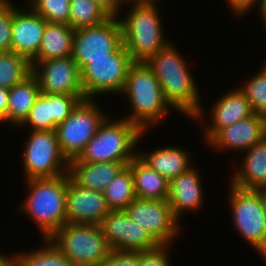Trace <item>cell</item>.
<instances>
[{
  "instance_id": "cell-1",
  "label": "cell",
  "mask_w": 266,
  "mask_h": 266,
  "mask_svg": "<svg viewBox=\"0 0 266 266\" xmlns=\"http://www.w3.org/2000/svg\"><path fill=\"white\" fill-rule=\"evenodd\" d=\"M173 43L170 42L146 63L153 70L172 110L204 124L206 112L201 103L200 90L188 68L189 64Z\"/></svg>"
},
{
  "instance_id": "cell-2",
  "label": "cell",
  "mask_w": 266,
  "mask_h": 266,
  "mask_svg": "<svg viewBox=\"0 0 266 266\" xmlns=\"http://www.w3.org/2000/svg\"><path fill=\"white\" fill-rule=\"evenodd\" d=\"M69 173L54 178L25 180L26 199L19 212L27 215L38 226L43 239H49L66 223V192Z\"/></svg>"
},
{
  "instance_id": "cell-3",
  "label": "cell",
  "mask_w": 266,
  "mask_h": 266,
  "mask_svg": "<svg viewBox=\"0 0 266 266\" xmlns=\"http://www.w3.org/2000/svg\"><path fill=\"white\" fill-rule=\"evenodd\" d=\"M127 96L131 113L123 118L137 125L143 132L166 118L171 106L165 100L160 83L146 62H134L127 74L121 93ZM152 125V126H151Z\"/></svg>"
},
{
  "instance_id": "cell-4",
  "label": "cell",
  "mask_w": 266,
  "mask_h": 266,
  "mask_svg": "<svg viewBox=\"0 0 266 266\" xmlns=\"http://www.w3.org/2000/svg\"><path fill=\"white\" fill-rule=\"evenodd\" d=\"M125 17H117L122 28V43L133 62H147L170 43L165 39L163 18L157 2H129Z\"/></svg>"
},
{
  "instance_id": "cell-5",
  "label": "cell",
  "mask_w": 266,
  "mask_h": 266,
  "mask_svg": "<svg viewBox=\"0 0 266 266\" xmlns=\"http://www.w3.org/2000/svg\"><path fill=\"white\" fill-rule=\"evenodd\" d=\"M108 116L98 128L96 135L86 144L77 159L81 162L129 163L137 155V145L144 133L127 119ZM136 151V152H135Z\"/></svg>"
},
{
  "instance_id": "cell-6",
  "label": "cell",
  "mask_w": 266,
  "mask_h": 266,
  "mask_svg": "<svg viewBox=\"0 0 266 266\" xmlns=\"http://www.w3.org/2000/svg\"><path fill=\"white\" fill-rule=\"evenodd\" d=\"M49 240L73 266H98L111 252L97 224L66 223Z\"/></svg>"
},
{
  "instance_id": "cell-7",
  "label": "cell",
  "mask_w": 266,
  "mask_h": 266,
  "mask_svg": "<svg viewBox=\"0 0 266 266\" xmlns=\"http://www.w3.org/2000/svg\"><path fill=\"white\" fill-rule=\"evenodd\" d=\"M229 201L236 231L266 261V212L257 190L230 184Z\"/></svg>"
},
{
  "instance_id": "cell-8",
  "label": "cell",
  "mask_w": 266,
  "mask_h": 266,
  "mask_svg": "<svg viewBox=\"0 0 266 266\" xmlns=\"http://www.w3.org/2000/svg\"><path fill=\"white\" fill-rule=\"evenodd\" d=\"M133 63L123 43L113 53L107 54V58L90 59L80 71L85 99H95L108 93L120 95Z\"/></svg>"
},
{
  "instance_id": "cell-9",
  "label": "cell",
  "mask_w": 266,
  "mask_h": 266,
  "mask_svg": "<svg viewBox=\"0 0 266 266\" xmlns=\"http://www.w3.org/2000/svg\"><path fill=\"white\" fill-rule=\"evenodd\" d=\"M96 102L94 99L80 101L70 115L56 126L61 153L68 161L80 155L103 121L110 116Z\"/></svg>"
},
{
  "instance_id": "cell-10",
  "label": "cell",
  "mask_w": 266,
  "mask_h": 266,
  "mask_svg": "<svg viewBox=\"0 0 266 266\" xmlns=\"http://www.w3.org/2000/svg\"><path fill=\"white\" fill-rule=\"evenodd\" d=\"M23 148L22 165L25 180L54 178L67 174L69 161L61 153L55 131H29Z\"/></svg>"
},
{
  "instance_id": "cell-11",
  "label": "cell",
  "mask_w": 266,
  "mask_h": 266,
  "mask_svg": "<svg viewBox=\"0 0 266 266\" xmlns=\"http://www.w3.org/2000/svg\"><path fill=\"white\" fill-rule=\"evenodd\" d=\"M122 44V28L117 17H109L105 22L75 29L72 57L80 71L90 59L107 58Z\"/></svg>"
},
{
  "instance_id": "cell-12",
  "label": "cell",
  "mask_w": 266,
  "mask_h": 266,
  "mask_svg": "<svg viewBox=\"0 0 266 266\" xmlns=\"http://www.w3.org/2000/svg\"><path fill=\"white\" fill-rule=\"evenodd\" d=\"M127 215L144 226L160 245H173L181 234L179 219L168 200L135 198L124 210Z\"/></svg>"
},
{
  "instance_id": "cell-13",
  "label": "cell",
  "mask_w": 266,
  "mask_h": 266,
  "mask_svg": "<svg viewBox=\"0 0 266 266\" xmlns=\"http://www.w3.org/2000/svg\"><path fill=\"white\" fill-rule=\"evenodd\" d=\"M99 225L111 250L141 252L160 245L124 210H110Z\"/></svg>"
},
{
  "instance_id": "cell-14",
  "label": "cell",
  "mask_w": 266,
  "mask_h": 266,
  "mask_svg": "<svg viewBox=\"0 0 266 266\" xmlns=\"http://www.w3.org/2000/svg\"><path fill=\"white\" fill-rule=\"evenodd\" d=\"M32 73L36 76L40 91L49 94L84 95L81 85V72L72 55L30 61Z\"/></svg>"
},
{
  "instance_id": "cell-15",
  "label": "cell",
  "mask_w": 266,
  "mask_h": 266,
  "mask_svg": "<svg viewBox=\"0 0 266 266\" xmlns=\"http://www.w3.org/2000/svg\"><path fill=\"white\" fill-rule=\"evenodd\" d=\"M67 223L97 224L109 213L104 193L81 187L71 178L66 192Z\"/></svg>"
},
{
  "instance_id": "cell-16",
  "label": "cell",
  "mask_w": 266,
  "mask_h": 266,
  "mask_svg": "<svg viewBox=\"0 0 266 266\" xmlns=\"http://www.w3.org/2000/svg\"><path fill=\"white\" fill-rule=\"evenodd\" d=\"M266 137V117L253 114L221 129L208 143L217 151L233 150L243 153ZM243 151V152H242Z\"/></svg>"
},
{
  "instance_id": "cell-17",
  "label": "cell",
  "mask_w": 266,
  "mask_h": 266,
  "mask_svg": "<svg viewBox=\"0 0 266 266\" xmlns=\"http://www.w3.org/2000/svg\"><path fill=\"white\" fill-rule=\"evenodd\" d=\"M19 8L15 4L12 20L11 51L31 61L40 48L46 21L31 7Z\"/></svg>"
},
{
  "instance_id": "cell-18",
  "label": "cell",
  "mask_w": 266,
  "mask_h": 266,
  "mask_svg": "<svg viewBox=\"0 0 266 266\" xmlns=\"http://www.w3.org/2000/svg\"><path fill=\"white\" fill-rule=\"evenodd\" d=\"M210 110L211 124L206 122L202 131L204 142L207 144L221 129L237 121L253 115L249 101L239 87L222 94ZM208 123V125H207ZM210 124V125H209Z\"/></svg>"
},
{
  "instance_id": "cell-19",
  "label": "cell",
  "mask_w": 266,
  "mask_h": 266,
  "mask_svg": "<svg viewBox=\"0 0 266 266\" xmlns=\"http://www.w3.org/2000/svg\"><path fill=\"white\" fill-rule=\"evenodd\" d=\"M202 184L201 175H199V171H197L195 166L169 181L167 200L179 220L183 213L199 211L201 205H203Z\"/></svg>"
},
{
  "instance_id": "cell-20",
  "label": "cell",
  "mask_w": 266,
  "mask_h": 266,
  "mask_svg": "<svg viewBox=\"0 0 266 266\" xmlns=\"http://www.w3.org/2000/svg\"><path fill=\"white\" fill-rule=\"evenodd\" d=\"M129 163L69 161L70 178L79 186L104 192L115 176Z\"/></svg>"
},
{
  "instance_id": "cell-21",
  "label": "cell",
  "mask_w": 266,
  "mask_h": 266,
  "mask_svg": "<svg viewBox=\"0 0 266 266\" xmlns=\"http://www.w3.org/2000/svg\"><path fill=\"white\" fill-rule=\"evenodd\" d=\"M241 167H236L230 184L256 190L266 186V137L244 151ZM239 168V169H238Z\"/></svg>"
},
{
  "instance_id": "cell-22",
  "label": "cell",
  "mask_w": 266,
  "mask_h": 266,
  "mask_svg": "<svg viewBox=\"0 0 266 266\" xmlns=\"http://www.w3.org/2000/svg\"><path fill=\"white\" fill-rule=\"evenodd\" d=\"M137 155L153 170L164 176L168 181L187 171L193 165L188 150L180 146L155 148L153 151H137Z\"/></svg>"
},
{
  "instance_id": "cell-23",
  "label": "cell",
  "mask_w": 266,
  "mask_h": 266,
  "mask_svg": "<svg viewBox=\"0 0 266 266\" xmlns=\"http://www.w3.org/2000/svg\"><path fill=\"white\" fill-rule=\"evenodd\" d=\"M133 175L134 193L141 199L167 200L169 181L153 170L138 155L127 165Z\"/></svg>"
},
{
  "instance_id": "cell-24",
  "label": "cell",
  "mask_w": 266,
  "mask_h": 266,
  "mask_svg": "<svg viewBox=\"0 0 266 266\" xmlns=\"http://www.w3.org/2000/svg\"><path fill=\"white\" fill-rule=\"evenodd\" d=\"M40 93L39 82L33 73L10 88L7 105V123L19 127L28 117L29 111Z\"/></svg>"
},
{
  "instance_id": "cell-25",
  "label": "cell",
  "mask_w": 266,
  "mask_h": 266,
  "mask_svg": "<svg viewBox=\"0 0 266 266\" xmlns=\"http://www.w3.org/2000/svg\"><path fill=\"white\" fill-rule=\"evenodd\" d=\"M74 31L65 23L47 22L38 54L31 61H45L72 55Z\"/></svg>"
},
{
  "instance_id": "cell-26",
  "label": "cell",
  "mask_w": 266,
  "mask_h": 266,
  "mask_svg": "<svg viewBox=\"0 0 266 266\" xmlns=\"http://www.w3.org/2000/svg\"><path fill=\"white\" fill-rule=\"evenodd\" d=\"M103 193L110 210H125L136 198L133 175L130 168L125 166L110 182Z\"/></svg>"
},
{
  "instance_id": "cell-27",
  "label": "cell",
  "mask_w": 266,
  "mask_h": 266,
  "mask_svg": "<svg viewBox=\"0 0 266 266\" xmlns=\"http://www.w3.org/2000/svg\"><path fill=\"white\" fill-rule=\"evenodd\" d=\"M30 251L13 254L14 266H73L49 239H43V246Z\"/></svg>"
},
{
  "instance_id": "cell-28",
  "label": "cell",
  "mask_w": 266,
  "mask_h": 266,
  "mask_svg": "<svg viewBox=\"0 0 266 266\" xmlns=\"http://www.w3.org/2000/svg\"><path fill=\"white\" fill-rule=\"evenodd\" d=\"M32 73L31 62L12 51L0 52V87L10 89Z\"/></svg>"
},
{
  "instance_id": "cell-29",
  "label": "cell",
  "mask_w": 266,
  "mask_h": 266,
  "mask_svg": "<svg viewBox=\"0 0 266 266\" xmlns=\"http://www.w3.org/2000/svg\"><path fill=\"white\" fill-rule=\"evenodd\" d=\"M110 16L93 0H71L69 25L74 29L105 22Z\"/></svg>"
},
{
  "instance_id": "cell-30",
  "label": "cell",
  "mask_w": 266,
  "mask_h": 266,
  "mask_svg": "<svg viewBox=\"0 0 266 266\" xmlns=\"http://www.w3.org/2000/svg\"><path fill=\"white\" fill-rule=\"evenodd\" d=\"M256 75L239 86L254 114L266 117V63Z\"/></svg>"
},
{
  "instance_id": "cell-31",
  "label": "cell",
  "mask_w": 266,
  "mask_h": 266,
  "mask_svg": "<svg viewBox=\"0 0 266 266\" xmlns=\"http://www.w3.org/2000/svg\"><path fill=\"white\" fill-rule=\"evenodd\" d=\"M71 0H27L30 6L46 22L69 25Z\"/></svg>"
},
{
  "instance_id": "cell-32",
  "label": "cell",
  "mask_w": 266,
  "mask_h": 266,
  "mask_svg": "<svg viewBox=\"0 0 266 266\" xmlns=\"http://www.w3.org/2000/svg\"><path fill=\"white\" fill-rule=\"evenodd\" d=\"M30 126L31 131H55L49 111V93L41 92L29 111L28 117L20 126Z\"/></svg>"
},
{
  "instance_id": "cell-33",
  "label": "cell",
  "mask_w": 266,
  "mask_h": 266,
  "mask_svg": "<svg viewBox=\"0 0 266 266\" xmlns=\"http://www.w3.org/2000/svg\"><path fill=\"white\" fill-rule=\"evenodd\" d=\"M84 99V95L49 94V111L52 123L55 126L62 123L77 104Z\"/></svg>"
},
{
  "instance_id": "cell-34",
  "label": "cell",
  "mask_w": 266,
  "mask_h": 266,
  "mask_svg": "<svg viewBox=\"0 0 266 266\" xmlns=\"http://www.w3.org/2000/svg\"><path fill=\"white\" fill-rule=\"evenodd\" d=\"M10 0H0V52L11 51L12 20L15 4Z\"/></svg>"
},
{
  "instance_id": "cell-35",
  "label": "cell",
  "mask_w": 266,
  "mask_h": 266,
  "mask_svg": "<svg viewBox=\"0 0 266 266\" xmlns=\"http://www.w3.org/2000/svg\"><path fill=\"white\" fill-rule=\"evenodd\" d=\"M170 247L171 245H159L155 249L139 252L138 266H171Z\"/></svg>"
},
{
  "instance_id": "cell-36",
  "label": "cell",
  "mask_w": 266,
  "mask_h": 266,
  "mask_svg": "<svg viewBox=\"0 0 266 266\" xmlns=\"http://www.w3.org/2000/svg\"><path fill=\"white\" fill-rule=\"evenodd\" d=\"M139 252L111 250L98 266H138Z\"/></svg>"
},
{
  "instance_id": "cell-37",
  "label": "cell",
  "mask_w": 266,
  "mask_h": 266,
  "mask_svg": "<svg viewBox=\"0 0 266 266\" xmlns=\"http://www.w3.org/2000/svg\"><path fill=\"white\" fill-rule=\"evenodd\" d=\"M264 0H226L227 5L237 18L246 15L255 7H260ZM260 3V4H259ZM256 5V6H255Z\"/></svg>"
},
{
  "instance_id": "cell-38",
  "label": "cell",
  "mask_w": 266,
  "mask_h": 266,
  "mask_svg": "<svg viewBox=\"0 0 266 266\" xmlns=\"http://www.w3.org/2000/svg\"><path fill=\"white\" fill-rule=\"evenodd\" d=\"M98 6L103 9L110 17H119L124 10V4L121 0H93Z\"/></svg>"
},
{
  "instance_id": "cell-39",
  "label": "cell",
  "mask_w": 266,
  "mask_h": 266,
  "mask_svg": "<svg viewBox=\"0 0 266 266\" xmlns=\"http://www.w3.org/2000/svg\"><path fill=\"white\" fill-rule=\"evenodd\" d=\"M9 89L0 87V124L7 123V105Z\"/></svg>"
},
{
  "instance_id": "cell-40",
  "label": "cell",
  "mask_w": 266,
  "mask_h": 266,
  "mask_svg": "<svg viewBox=\"0 0 266 266\" xmlns=\"http://www.w3.org/2000/svg\"><path fill=\"white\" fill-rule=\"evenodd\" d=\"M0 253V266H14V256Z\"/></svg>"
},
{
  "instance_id": "cell-41",
  "label": "cell",
  "mask_w": 266,
  "mask_h": 266,
  "mask_svg": "<svg viewBox=\"0 0 266 266\" xmlns=\"http://www.w3.org/2000/svg\"><path fill=\"white\" fill-rule=\"evenodd\" d=\"M260 195V199L263 205V209L266 212V186L256 189Z\"/></svg>"
},
{
  "instance_id": "cell-42",
  "label": "cell",
  "mask_w": 266,
  "mask_h": 266,
  "mask_svg": "<svg viewBox=\"0 0 266 266\" xmlns=\"http://www.w3.org/2000/svg\"><path fill=\"white\" fill-rule=\"evenodd\" d=\"M258 10L260 11L259 14L261 15V19H263L262 22L266 27V0L262 2Z\"/></svg>"
},
{
  "instance_id": "cell-43",
  "label": "cell",
  "mask_w": 266,
  "mask_h": 266,
  "mask_svg": "<svg viewBox=\"0 0 266 266\" xmlns=\"http://www.w3.org/2000/svg\"><path fill=\"white\" fill-rule=\"evenodd\" d=\"M123 2V4H127L129 5L128 3L129 2H158L160 0H121Z\"/></svg>"
}]
</instances>
